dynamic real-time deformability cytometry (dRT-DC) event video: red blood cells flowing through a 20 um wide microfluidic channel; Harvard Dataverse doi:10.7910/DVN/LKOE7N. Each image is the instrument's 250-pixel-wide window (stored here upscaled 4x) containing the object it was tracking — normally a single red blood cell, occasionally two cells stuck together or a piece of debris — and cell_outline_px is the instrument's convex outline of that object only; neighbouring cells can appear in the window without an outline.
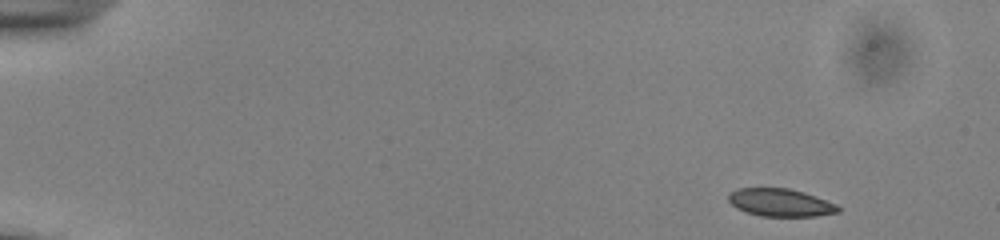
{"species": "common noctule bat (a hibernating species)", "species_latin": "Nyctalus noctula", "temperature_condition": "cold", "stored_images_in_passage": 49, "camera_frame_rate_fps": 3000, "um_per_image_px": 0.085, "animal": {"sex": "male", "body_mass_g": 13.0, "forearm_length_mm": 53.1}, "frame": {"image": 1, "passage_image": 1, "time_ms": 0.0, "image_size_px": [1000, 240], "cell_outline_px": [[840, 212], [816, 216], [760, 216], [736, 208], [728, 200], [728, 192], [736, 188], [788, 188], [804, 192], [836, 204], [840, 208]], "centroid_in_image_um": [66.31, 17.21], "position_along_channel_um": 18.7, "area_um2": 17.74}}
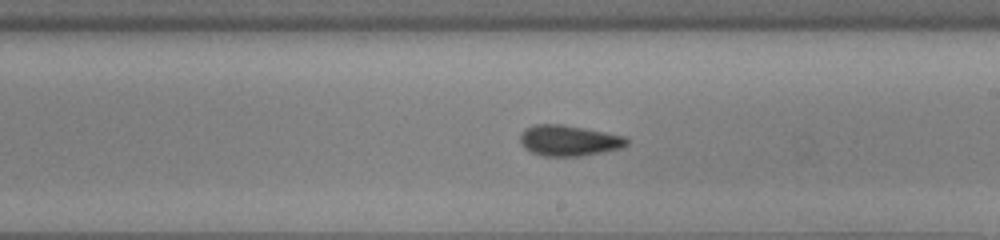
{"frame": {"image": 2, "passage_image": 28, "time_ms": 9.0, "image_size_px": [1000, 240], "cell_outline_px": [[628, 144], [620, 148], [580, 156], [544, 156], [532, 152], [524, 148], [520, 144], [520, 132], [536, 124], [564, 124], [624, 136], [628, 140]], "centroid_in_image_um": [48.32, 11.94], "position_along_channel_um": 240.7, "area_um2": 18.96}}
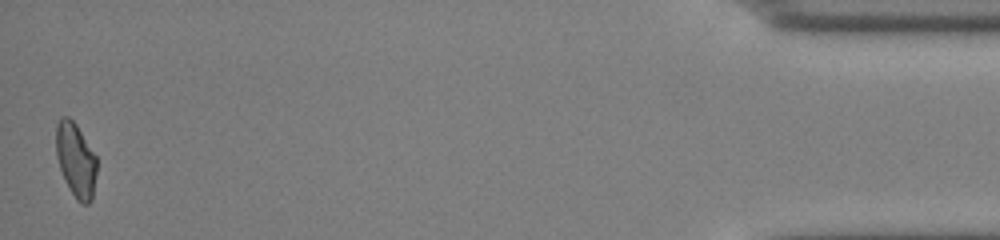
{"frame": {"image": 3, "passage_image": 49, "time_ms": 16.0, "image_size_px": [1000, 240], "cell_outline_px": [[96, 172], [92, 200], [88, 204], [84, 204], [76, 200], [64, 180], [56, 156], [56, 124], [60, 116], [68, 116], [76, 124], [96, 156]], "centroid_in_image_um": [6.43, 13.59], "position_along_channel_um": 428.8, "area_um2": 17.63}, "authors_computed_cell_mechanics": {"area_um2": 18.7272, "velocity_mm_per_s": 3.8583, "shape_relaxation_time_tau1_ms": 3.8889, "shape_relaxation_time_tau2_ms": 2.828, "deformation_change_tau1": 0.0772, "deformation_change_tau2": 0.0602}}